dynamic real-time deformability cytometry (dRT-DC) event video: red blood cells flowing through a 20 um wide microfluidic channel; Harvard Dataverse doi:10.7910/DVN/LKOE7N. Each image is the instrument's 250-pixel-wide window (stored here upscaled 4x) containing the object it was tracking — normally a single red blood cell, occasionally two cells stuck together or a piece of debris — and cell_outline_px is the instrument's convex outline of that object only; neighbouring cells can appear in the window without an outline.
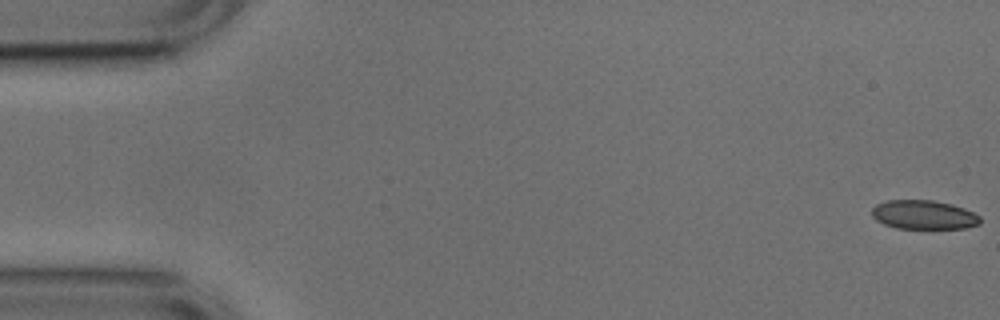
{"species": "common noctule bat (a hibernating species)", "species_latin": "Nyctalus noctula", "temperature_condition": "cold", "stored_images_in_passage": 54, "camera_frame_rate_fps": 3000, "um_per_image_px": 0.085, "animal": {"sex": "male", "body_mass_g": 17.9, "forearm_length_mm": 54.2}, "frame": {"image": 1, "passage_image": 1, "time_ms": 0.0, "image_size_px": [1000, 320], "cell_outline_px": [[980, 224], [964, 228], [896, 228], [884, 224], [876, 220], [872, 216], [872, 208], [876, 204], [888, 200], [932, 200], [952, 204], [964, 208], [980, 216]], "centroid_in_image_um": [78.5, 18.25], "position_along_channel_um": 6.5, "area_um2": 18.26}}
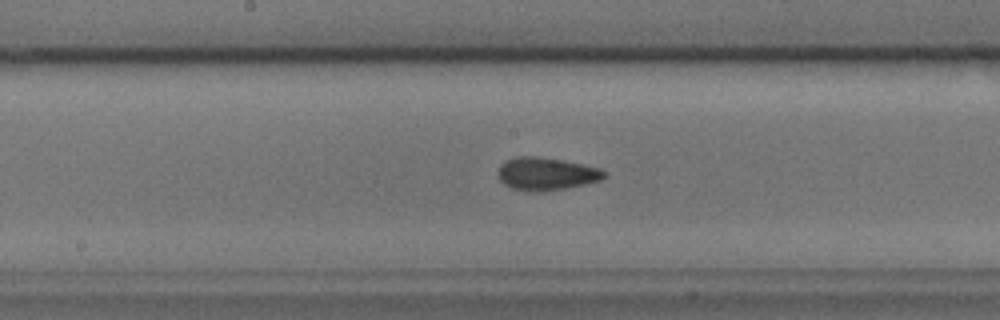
{"frame": {"image": 2, "passage_image": 27, "time_ms": 8.667, "image_size_px": [1000, 320], "cell_outline_px": [[608, 172], [600, 180], [584, 184], [564, 188], [532, 192], [512, 188], [504, 184], [500, 180], [496, 172], [500, 164], [516, 156], [540, 156], [564, 160], [584, 164], [600, 168]], "centroid_in_image_um": [46.41, 14.75], "position_along_channel_um": 201.8, "area_um2": 20.35}}
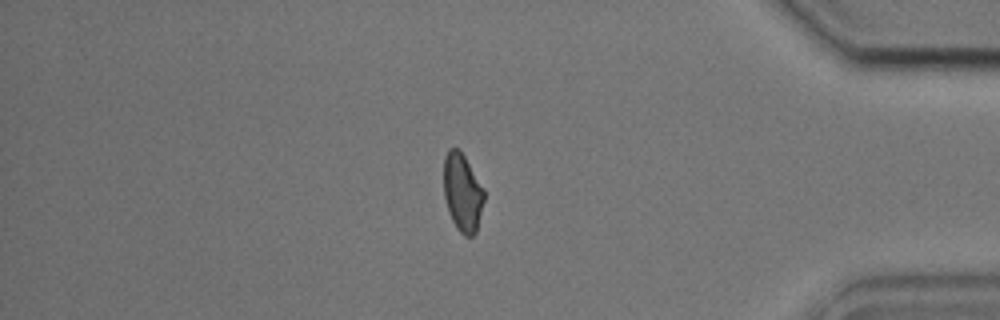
{"frame": {"image": 3, "passage_image": 45, "time_ms": 14.667, "image_size_px": [1000, 320], "cell_outline_px": [[484, 200], [476, 232], [472, 236], [464, 236], [456, 228], [448, 212], [444, 196], [444, 156], [448, 148], [456, 148], [464, 156], [484, 188]], "centroid_in_image_um": [39.3, 16.38], "position_along_channel_um": 395.9, "area_um2": 18.32}, "authors_computed_cell_mechanics": {"area_um2": 19.3052, "velocity_mm_per_s": 3.7803, "shape_relaxation_time_tau1_ms": null, "shape_relaxation_time_tau2_ms": 1.7185, "deformation_change_tau1": null, "deformation_change_tau2": 0.0772}}